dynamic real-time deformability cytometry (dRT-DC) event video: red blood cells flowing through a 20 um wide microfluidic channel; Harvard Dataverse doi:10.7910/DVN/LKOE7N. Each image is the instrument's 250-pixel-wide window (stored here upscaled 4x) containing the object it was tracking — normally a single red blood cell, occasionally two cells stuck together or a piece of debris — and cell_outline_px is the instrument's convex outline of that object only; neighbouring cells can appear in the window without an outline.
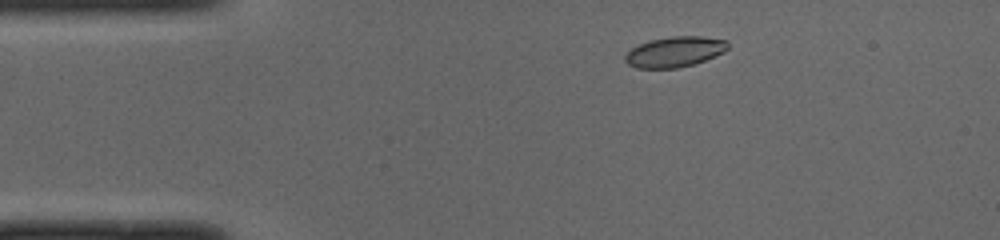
{"species": "common noctule bat (a hibernating species)", "species_latin": "Nyctalus noctula", "temperature_condition": "cold", "stored_images_in_passage": 42, "camera_frame_rate_fps": 3000, "um_per_image_px": 0.085, "animal": {"sex": "male", "body_mass_g": 19.0, "forearm_length_mm": 50.8}, "frame": {"image": 1, "passage_image": 1, "time_ms": 0.0, "image_size_px": [1000, 240], "cell_outline_px": [[728, 48], [724, 52], [704, 60], [692, 64], [676, 68], [636, 68], [628, 64], [624, 60], [624, 56], [632, 48], [640, 44], [652, 40], [672, 36], [700, 36], [728, 40]], "centroid_in_image_um": [57.35, 4.4], "position_along_channel_um": 27.6, "area_um2": 18.03}}
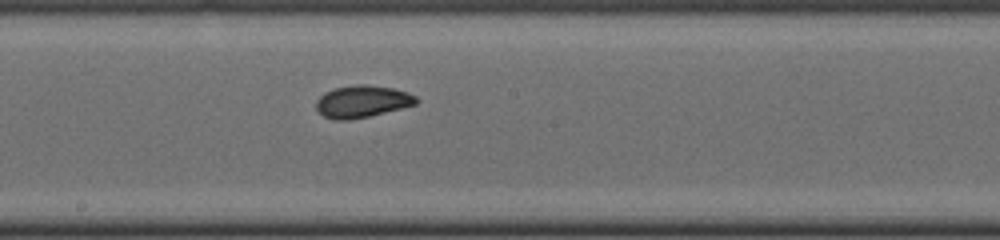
{"frame": {"image": 2, "passage_image": 19, "time_ms": 6.0, "image_size_px": [1000, 240], "cell_outline_px": [[420, 100], [416, 104], [368, 116], [348, 120], [332, 120], [324, 116], [316, 108], [316, 100], [324, 92], [336, 88], [356, 84], [368, 84], [396, 88], [408, 92], [416, 96]], "centroid_in_image_um": [30.8, 8.61], "position_along_channel_um": 217.4, "area_um2": 18.79}}
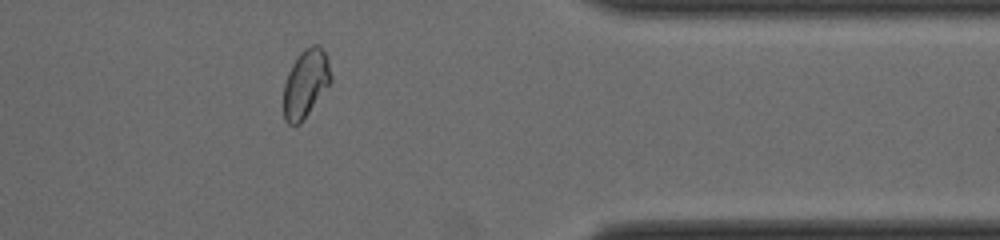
{"frame": {"image": 3, "passage_image": 33, "time_ms": 10.667, "image_size_px": [1000, 240], "cell_outline_px": [[332, 80], [300, 124], [288, 124], [284, 120], [284, 84], [288, 72], [292, 64], [300, 52], [304, 48], [312, 44], [320, 44], [328, 60], [332, 76]], "centroid_in_image_um": [25.98, 7.06], "position_along_channel_um": 385.4, "area_um2": 18.67}, "authors_computed_cell_mechanics": {"area_um2": 18.4382, "velocity_mm_per_s": 3.9941, "shape_relaxation_time_tau1_ms": 3.0319, "shape_relaxation_time_tau2_ms": 1.1439, "deformation_change_tau1": 0.1346, "deformation_change_tau2": 0.0582}}